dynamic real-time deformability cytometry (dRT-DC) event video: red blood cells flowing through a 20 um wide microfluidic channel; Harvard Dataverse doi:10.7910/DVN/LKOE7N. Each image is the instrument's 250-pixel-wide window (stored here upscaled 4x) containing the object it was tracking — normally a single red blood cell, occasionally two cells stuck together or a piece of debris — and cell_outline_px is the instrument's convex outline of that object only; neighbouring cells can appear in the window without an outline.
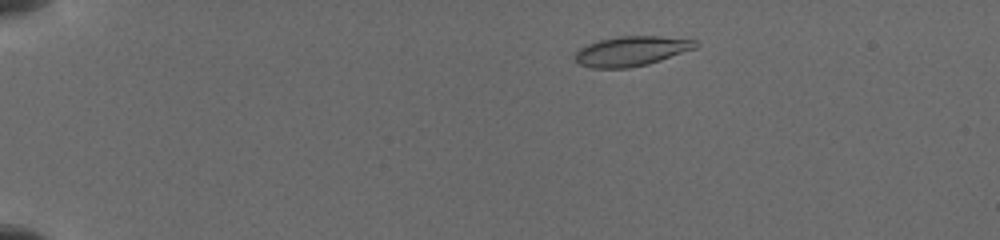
{"species": "common noctule bat (a hibernating species)", "species_latin": "Nyctalus noctula", "temperature_condition": "cold", "stored_images_in_passage": 26, "camera_frame_rate_fps": 3000, "um_per_image_px": 0.085, "animal": {"sex": "female", "body_mass_g": 19.5, "forearm_length_mm": 54.1}, "frame": {"image": 1, "passage_image": 4, "time_ms": 1.667, "image_size_px": [1000, 240], "cell_outline_px": [[700, 44], [696, 48], [648, 64], [628, 68], [588, 68], [580, 64], [572, 56], [580, 48], [588, 44], [600, 40], [616, 36], [660, 36], [696, 40]], "centroid_in_image_um": [53.66, 4.34], "position_along_channel_um": 31.3, "area_um2": 20.98}}
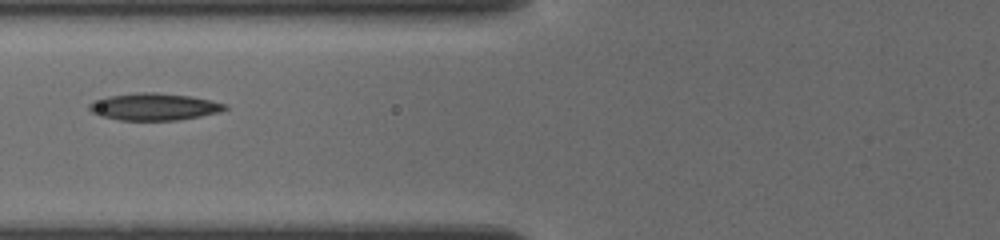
{"frame": {"image": 2, "passage_image": 20, "time_ms": 6.0, "image_size_px": [1000, 240], "cell_outline_px": [[228, 108], [220, 112], [180, 120], [120, 120], [100, 116], [92, 112], [88, 108], [88, 104], [92, 100], [108, 96], [136, 92], [156, 92], [192, 96], [212, 100], [228, 104]], "centroid_in_image_um": [13.1, 9.06], "position_along_channel_um": 112.7, "area_um2": 21.73}}
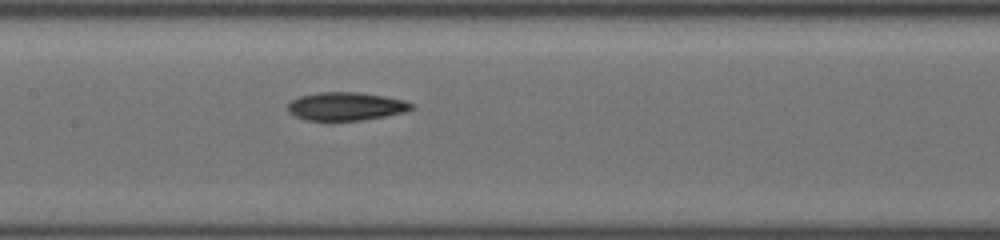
{"frame": {"image": 3, "passage_image": 26, "time_ms": 7.667, "image_size_px": [1000, 240], "cell_outline_px": [[416, 108], [404, 112], [384, 116], [360, 120], [332, 124], [308, 120], [296, 116], [288, 112], [288, 104], [292, 100], [300, 96], [316, 92], [356, 92], [384, 96], [404, 100], [416, 104]], "centroid_in_image_um": [29.4, 9.07], "position_along_channel_um": 178.0, "area_um2": 21.04}}